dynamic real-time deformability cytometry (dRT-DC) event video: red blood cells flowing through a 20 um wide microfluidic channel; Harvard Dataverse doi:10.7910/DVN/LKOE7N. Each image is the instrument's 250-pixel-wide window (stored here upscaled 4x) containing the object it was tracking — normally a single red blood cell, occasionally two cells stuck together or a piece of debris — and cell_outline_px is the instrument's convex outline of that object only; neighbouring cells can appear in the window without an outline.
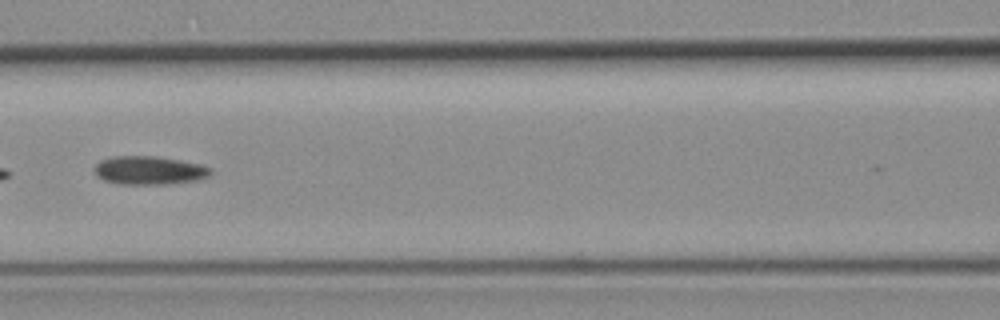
{"species": "common noctule bat (a hibernating species)", "species_latin": "Nyctalus noctula", "temperature_condition": "room temperature", "stored_images_in_passage": 5, "camera_frame_rate_fps": 3000, "um_per_image_px": 0.085, "animal": {"sex": "female", "body_mass_g": 19.3, "forearm_length_mm": 54.1}, "frame": {"image": 1, "passage_image": 3, "time_ms": 2.333, "image_size_px": [1000, 320], "cell_outline_px": [[212, 172], [208, 176], [200, 180], [168, 184], [120, 184], [104, 180], [96, 176], [92, 168], [100, 160], [112, 156], [156, 156], [180, 160], [200, 164], [212, 168]], "centroid_in_image_um": [12.67, 14.48], "position_along_channel_um": 153.9, "area_um2": 19.54}}
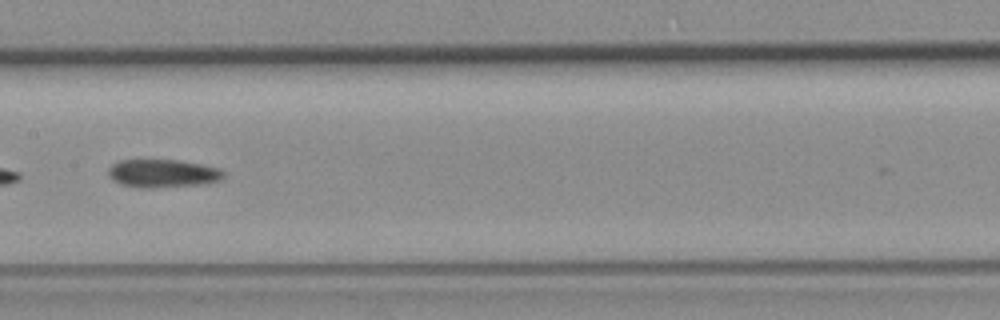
{"frame": {"image": 2, "passage_image": 4, "time_ms": 3.333, "image_size_px": [1000, 320], "cell_outline_px": [[224, 176], [220, 180], [204, 184], [152, 188], [140, 188], [120, 184], [112, 180], [108, 176], [108, 168], [112, 164], [120, 160], [180, 160], [220, 168], [224, 172]], "centroid_in_image_um": [13.81, 14.74], "position_along_channel_um": 193.6, "area_um2": 19.07}}